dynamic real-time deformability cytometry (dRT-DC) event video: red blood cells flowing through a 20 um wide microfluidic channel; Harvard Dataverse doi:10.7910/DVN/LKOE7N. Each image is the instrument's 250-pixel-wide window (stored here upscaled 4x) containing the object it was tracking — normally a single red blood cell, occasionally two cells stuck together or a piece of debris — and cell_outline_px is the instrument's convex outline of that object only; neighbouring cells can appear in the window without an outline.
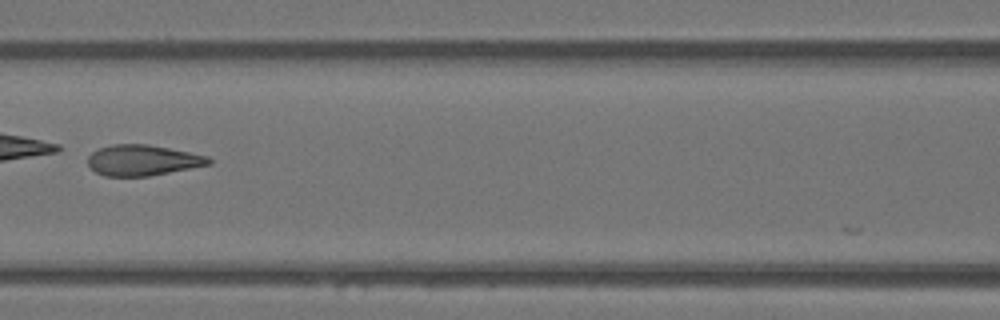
{"species": "Egyptian fruit bat (a non-hibernating species)", "species_latin": "Rousettus aegyptiacus", "temperature_condition": "warm", "stored_images_in_passage": 49, "camera_frame_rate_fps": 3000, "um_per_image_px": 0.085, "animal": {"sex": "female"}, "frame": {"image": 1, "passage_image": 22, "time_ms": 7.0, "image_size_px": [1000, 320], "cell_outline_px": [[212, 164], [148, 176], [104, 176], [96, 172], [88, 164], [88, 156], [92, 152], [100, 148], [112, 144], [148, 144], [208, 156], [212, 160]], "centroid_in_image_um": [12.12, 13.62], "position_along_channel_um": 154.5, "area_um2": 21.5}}
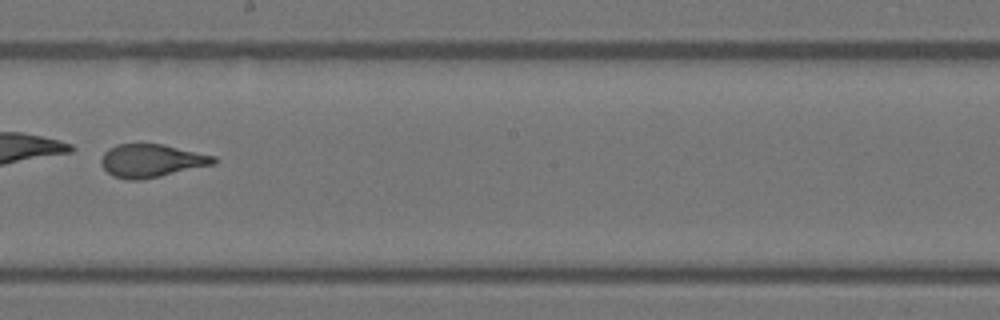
{"frame": {"image": 2, "passage_image": 28, "time_ms": 9.0, "image_size_px": [1000, 320], "cell_outline_px": [[216, 164], [160, 176], [140, 180], [128, 180], [112, 176], [100, 164], [100, 160], [104, 152], [108, 148], [120, 144], [164, 144], [216, 156]], "centroid_in_image_um": [12.87, 13.66], "position_along_channel_um": 235.3, "area_um2": 21.79}, "authors_computed_cell_mechanics": {"area_um2": 25.143, "velocity_mm_per_s": 4.0552, "shape_relaxation_time_tau1_ms": 4.7935, "shape_relaxation_time_tau2_ms": 0.7361, "deformation_change_tau1": 0.1765, "deformation_change_tau2": 0.0672}}